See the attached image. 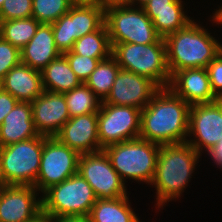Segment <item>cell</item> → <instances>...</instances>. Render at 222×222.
<instances>
[{
	"label": "cell",
	"mask_w": 222,
	"mask_h": 222,
	"mask_svg": "<svg viewBox=\"0 0 222 222\" xmlns=\"http://www.w3.org/2000/svg\"><path fill=\"white\" fill-rule=\"evenodd\" d=\"M190 107L169 87L160 88L141 111L139 138L159 145L187 142Z\"/></svg>",
	"instance_id": "cell-1"
},
{
	"label": "cell",
	"mask_w": 222,
	"mask_h": 222,
	"mask_svg": "<svg viewBox=\"0 0 222 222\" xmlns=\"http://www.w3.org/2000/svg\"><path fill=\"white\" fill-rule=\"evenodd\" d=\"M164 40L171 77L183 69L206 68L222 50V45L193 21Z\"/></svg>",
	"instance_id": "cell-2"
},
{
	"label": "cell",
	"mask_w": 222,
	"mask_h": 222,
	"mask_svg": "<svg viewBox=\"0 0 222 222\" xmlns=\"http://www.w3.org/2000/svg\"><path fill=\"white\" fill-rule=\"evenodd\" d=\"M199 156L201 155L187 142L160 145L157 166L151 182L157 190L158 208L182 194Z\"/></svg>",
	"instance_id": "cell-3"
},
{
	"label": "cell",
	"mask_w": 222,
	"mask_h": 222,
	"mask_svg": "<svg viewBox=\"0 0 222 222\" xmlns=\"http://www.w3.org/2000/svg\"><path fill=\"white\" fill-rule=\"evenodd\" d=\"M111 55L121 69L136 73L153 81L159 88H166L171 81L167 66L164 38L156 43H110Z\"/></svg>",
	"instance_id": "cell-4"
},
{
	"label": "cell",
	"mask_w": 222,
	"mask_h": 222,
	"mask_svg": "<svg viewBox=\"0 0 222 222\" xmlns=\"http://www.w3.org/2000/svg\"><path fill=\"white\" fill-rule=\"evenodd\" d=\"M103 150L124 182L126 177L151 184L157 166L159 144L137 138L107 146Z\"/></svg>",
	"instance_id": "cell-5"
},
{
	"label": "cell",
	"mask_w": 222,
	"mask_h": 222,
	"mask_svg": "<svg viewBox=\"0 0 222 222\" xmlns=\"http://www.w3.org/2000/svg\"><path fill=\"white\" fill-rule=\"evenodd\" d=\"M92 187L76 173L63 182L51 186L42 196V214L48 218L62 216L88 217L96 203Z\"/></svg>",
	"instance_id": "cell-6"
},
{
	"label": "cell",
	"mask_w": 222,
	"mask_h": 222,
	"mask_svg": "<svg viewBox=\"0 0 222 222\" xmlns=\"http://www.w3.org/2000/svg\"><path fill=\"white\" fill-rule=\"evenodd\" d=\"M42 151L43 135L0 147V177L4 185L34 186Z\"/></svg>",
	"instance_id": "cell-7"
},
{
	"label": "cell",
	"mask_w": 222,
	"mask_h": 222,
	"mask_svg": "<svg viewBox=\"0 0 222 222\" xmlns=\"http://www.w3.org/2000/svg\"><path fill=\"white\" fill-rule=\"evenodd\" d=\"M110 43H156L161 36L143 8L117 6L105 9Z\"/></svg>",
	"instance_id": "cell-8"
},
{
	"label": "cell",
	"mask_w": 222,
	"mask_h": 222,
	"mask_svg": "<svg viewBox=\"0 0 222 222\" xmlns=\"http://www.w3.org/2000/svg\"><path fill=\"white\" fill-rule=\"evenodd\" d=\"M80 154L62 144L56 137L43 136L40 169L34 187L44 193L78 173Z\"/></svg>",
	"instance_id": "cell-9"
},
{
	"label": "cell",
	"mask_w": 222,
	"mask_h": 222,
	"mask_svg": "<svg viewBox=\"0 0 222 222\" xmlns=\"http://www.w3.org/2000/svg\"><path fill=\"white\" fill-rule=\"evenodd\" d=\"M141 111L124 105L102 102L98 112V136L100 147L139 138Z\"/></svg>",
	"instance_id": "cell-10"
},
{
	"label": "cell",
	"mask_w": 222,
	"mask_h": 222,
	"mask_svg": "<svg viewBox=\"0 0 222 222\" xmlns=\"http://www.w3.org/2000/svg\"><path fill=\"white\" fill-rule=\"evenodd\" d=\"M78 173L92 187L97 199L127 196L125 183L112 167L104 150L80 154Z\"/></svg>",
	"instance_id": "cell-11"
},
{
	"label": "cell",
	"mask_w": 222,
	"mask_h": 222,
	"mask_svg": "<svg viewBox=\"0 0 222 222\" xmlns=\"http://www.w3.org/2000/svg\"><path fill=\"white\" fill-rule=\"evenodd\" d=\"M188 134H194L187 143L199 154L203 147L210 152L222 140V99L190 107Z\"/></svg>",
	"instance_id": "cell-12"
},
{
	"label": "cell",
	"mask_w": 222,
	"mask_h": 222,
	"mask_svg": "<svg viewBox=\"0 0 222 222\" xmlns=\"http://www.w3.org/2000/svg\"><path fill=\"white\" fill-rule=\"evenodd\" d=\"M31 185H4L0 190V222H32L42 215V199Z\"/></svg>",
	"instance_id": "cell-13"
},
{
	"label": "cell",
	"mask_w": 222,
	"mask_h": 222,
	"mask_svg": "<svg viewBox=\"0 0 222 222\" xmlns=\"http://www.w3.org/2000/svg\"><path fill=\"white\" fill-rule=\"evenodd\" d=\"M159 89L148 78L120 69L108 97L103 102L142 110Z\"/></svg>",
	"instance_id": "cell-14"
},
{
	"label": "cell",
	"mask_w": 222,
	"mask_h": 222,
	"mask_svg": "<svg viewBox=\"0 0 222 222\" xmlns=\"http://www.w3.org/2000/svg\"><path fill=\"white\" fill-rule=\"evenodd\" d=\"M31 105L34 126L39 135L55 137L70 119L65 96L62 93L44 90L31 102Z\"/></svg>",
	"instance_id": "cell-15"
},
{
	"label": "cell",
	"mask_w": 222,
	"mask_h": 222,
	"mask_svg": "<svg viewBox=\"0 0 222 222\" xmlns=\"http://www.w3.org/2000/svg\"><path fill=\"white\" fill-rule=\"evenodd\" d=\"M55 137L79 154L103 150L98 136V112L71 117Z\"/></svg>",
	"instance_id": "cell-16"
},
{
	"label": "cell",
	"mask_w": 222,
	"mask_h": 222,
	"mask_svg": "<svg viewBox=\"0 0 222 222\" xmlns=\"http://www.w3.org/2000/svg\"><path fill=\"white\" fill-rule=\"evenodd\" d=\"M168 87L190 106L218 100L212 92L206 68L177 71L171 77Z\"/></svg>",
	"instance_id": "cell-17"
},
{
	"label": "cell",
	"mask_w": 222,
	"mask_h": 222,
	"mask_svg": "<svg viewBox=\"0 0 222 222\" xmlns=\"http://www.w3.org/2000/svg\"><path fill=\"white\" fill-rule=\"evenodd\" d=\"M183 6L181 0H150L142 8L151 19L157 33L165 38L192 21L185 15Z\"/></svg>",
	"instance_id": "cell-18"
},
{
	"label": "cell",
	"mask_w": 222,
	"mask_h": 222,
	"mask_svg": "<svg viewBox=\"0 0 222 222\" xmlns=\"http://www.w3.org/2000/svg\"><path fill=\"white\" fill-rule=\"evenodd\" d=\"M1 87L22 102H33L44 92L41 71L22 62L7 72Z\"/></svg>",
	"instance_id": "cell-19"
},
{
	"label": "cell",
	"mask_w": 222,
	"mask_h": 222,
	"mask_svg": "<svg viewBox=\"0 0 222 222\" xmlns=\"http://www.w3.org/2000/svg\"><path fill=\"white\" fill-rule=\"evenodd\" d=\"M39 136L32 117L31 102L18 103L0 126V147Z\"/></svg>",
	"instance_id": "cell-20"
},
{
	"label": "cell",
	"mask_w": 222,
	"mask_h": 222,
	"mask_svg": "<svg viewBox=\"0 0 222 222\" xmlns=\"http://www.w3.org/2000/svg\"><path fill=\"white\" fill-rule=\"evenodd\" d=\"M21 62L42 71L61 53L56 48L51 24H40L32 39L20 49Z\"/></svg>",
	"instance_id": "cell-21"
},
{
	"label": "cell",
	"mask_w": 222,
	"mask_h": 222,
	"mask_svg": "<svg viewBox=\"0 0 222 222\" xmlns=\"http://www.w3.org/2000/svg\"><path fill=\"white\" fill-rule=\"evenodd\" d=\"M41 75L43 89L49 92L64 94L82 84L63 54L52 60Z\"/></svg>",
	"instance_id": "cell-22"
},
{
	"label": "cell",
	"mask_w": 222,
	"mask_h": 222,
	"mask_svg": "<svg viewBox=\"0 0 222 222\" xmlns=\"http://www.w3.org/2000/svg\"><path fill=\"white\" fill-rule=\"evenodd\" d=\"M128 199V196L97 199L88 215L90 222H140Z\"/></svg>",
	"instance_id": "cell-23"
},
{
	"label": "cell",
	"mask_w": 222,
	"mask_h": 222,
	"mask_svg": "<svg viewBox=\"0 0 222 222\" xmlns=\"http://www.w3.org/2000/svg\"><path fill=\"white\" fill-rule=\"evenodd\" d=\"M71 20L75 40L98 30L105 22L101 5H72Z\"/></svg>",
	"instance_id": "cell-24"
},
{
	"label": "cell",
	"mask_w": 222,
	"mask_h": 222,
	"mask_svg": "<svg viewBox=\"0 0 222 222\" xmlns=\"http://www.w3.org/2000/svg\"><path fill=\"white\" fill-rule=\"evenodd\" d=\"M72 51L81 56L106 59L111 55L112 47L108 30L104 23L98 30L78 38Z\"/></svg>",
	"instance_id": "cell-25"
},
{
	"label": "cell",
	"mask_w": 222,
	"mask_h": 222,
	"mask_svg": "<svg viewBox=\"0 0 222 222\" xmlns=\"http://www.w3.org/2000/svg\"><path fill=\"white\" fill-rule=\"evenodd\" d=\"M120 69L115 58L110 55L108 58L99 62L85 84L97 97L99 96V99L103 102L108 97Z\"/></svg>",
	"instance_id": "cell-26"
},
{
	"label": "cell",
	"mask_w": 222,
	"mask_h": 222,
	"mask_svg": "<svg viewBox=\"0 0 222 222\" xmlns=\"http://www.w3.org/2000/svg\"><path fill=\"white\" fill-rule=\"evenodd\" d=\"M40 23L33 17L0 21V36L22 49L35 35Z\"/></svg>",
	"instance_id": "cell-27"
},
{
	"label": "cell",
	"mask_w": 222,
	"mask_h": 222,
	"mask_svg": "<svg viewBox=\"0 0 222 222\" xmlns=\"http://www.w3.org/2000/svg\"><path fill=\"white\" fill-rule=\"evenodd\" d=\"M64 96L70 118L99 112L102 103L85 83L64 93Z\"/></svg>",
	"instance_id": "cell-28"
},
{
	"label": "cell",
	"mask_w": 222,
	"mask_h": 222,
	"mask_svg": "<svg viewBox=\"0 0 222 222\" xmlns=\"http://www.w3.org/2000/svg\"><path fill=\"white\" fill-rule=\"evenodd\" d=\"M71 7L70 0H32V17L40 24H52Z\"/></svg>",
	"instance_id": "cell-29"
},
{
	"label": "cell",
	"mask_w": 222,
	"mask_h": 222,
	"mask_svg": "<svg viewBox=\"0 0 222 222\" xmlns=\"http://www.w3.org/2000/svg\"><path fill=\"white\" fill-rule=\"evenodd\" d=\"M51 25L56 48L60 51L61 54L67 51H71L76 41L73 37L71 8L66 14L62 15Z\"/></svg>",
	"instance_id": "cell-30"
},
{
	"label": "cell",
	"mask_w": 222,
	"mask_h": 222,
	"mask_svg": "<svg viewBox=\"0 0 222 222\" xmlns=\"http://www.w3.org/2000/svg\"><path fill=\"white\" fill-rule=\"evenodd\" d=\"M76 76L85 83L101 60L75 54L72 50L63 53Z\"/></svg>",
	"instance_id": "cell-31"
},
{
	"label": "cell",
	"mask_w": 222,
	"mask_h": 222,
	"mask_svg": "<svg viewBox=\"0 0 222 222\" xmlns=\"http://www.w3.org/2000/svg\"><path fill=\"white\" fill-rule=\"evenodd\" d=\"M32 17V0H4L0 21Z\"/></svg>",
	"instance_id": "cell-32"
},
{
	"label": "cell",
	"mask_w": 222,
	"mask_h": 222,
	"mask_svg": "<svg viewBox=\"0 0 222 222\" xmlns=\"http://www.w3.org/2000/svg\"><path fill=\"white\" fill-rule=\"evenodd\" d=\"M20 62V49L0 36V83H2L7 72Z\"/></svg>",
	"instance_id": "cell-33"
},
{
	"label": "cell",
	"mask_w": 222,
	"mask_h": 222,
	"mask_svg": "<svg viewBox=\"0 0 222 222\" xmlns=\"http://www.w3.org/2000/svg\"><path fill=\"white\" fill-rule=\"evenodd\" d=\"M212 92L222 99V50L206 67Z\"/></svg>",
	"instance_id": "cell-34"
},
{
	"label": "cell",
	"mask_w": 222,
	"mask_h": 222,
	"mask_svg": "<svg viewBox=\"0 0 222 222\" xmlns=\"http://www.w3.org/2000/svg\"><path fill=\"white\" fill-rule=\"evenodd\" d=\"M18 103V100L13 97L9 92L0 90V126L13 107Z\"/></svg>",
	"instance_id": "cell-35"
},
{
	"label": "cell",
	"mask_w": 222,
	"mask_h": 222,
	"mask_svg": "<svg viewBox=\"0 0 222 222\" xmlns=\"http://www.w3.org/2000/svg\"><path fill=\"white\" fill-rule=\"evenodd\" d=\"M48 222H90L88 217L84 216H62L48 218Z\"/></svg>",
	"instance_id": "cell-36"
},
{
	"label": "cell",
	"mask_w": 222,
	"mask_h": 222,
	"mask_svg": "<svg viewBox=\"0 0 222 222\" xmlns=\"http://www.w3.org/2000/svg\"><path fill=\"white\" fill-rule=\"evenodd\" d=\"M209 153L215 163L222 168V140Z\"/></svg>",
	"instance_id": "cell-37"
},
{
	"label": "cell",
	"mask_w": 222,
	"mask_h": 222,
	"mask_svg": "<svg viewBox=\"0 0 222 222\" xmlns=\"http://www.w3.org/2000/svg\"><path fill=\"white\" fill-rule=\"evenodd\" d=\"M131 0H100V5L104 9L117 6H130Z\"/></svg>",
	"instance_id": "cell-38"
},
{
	"label": "cell",
	"mask_w": 222,
	"mask_h": 222,
	"mask_svg": "<svg viewBox=\"0 0 222 222\" xmlns=\"http://www.w3.org/2000/svg\"><path fill=\"white\" fill-rule=\"evenodd\" d=\"M72 5H100V0H70Z\"/></svg>",
	"instance_id": "cell-39"
},
{
	"label": "cell",
	"mask_w": 222,
	"mask_h": 222,
	"mask_svg": "<svg viewBox=\"0 0 222 222\" xmlns=\"http://www.w3.org/2000/svg\"><path fill=\"white\" fill-rule=\"evenodd\" d=\"M214 22L217 24H222V12H215L212 17Z\"/></svg>",
	"instance_id": "cell-40"
},
{
	"label": "cell",
	"mask_w": 222,
	"mask_h": 222,
	"mask_svg": "<svg viewBox=\"0 0 222 222\" xmlns=\"http://www.w3.org/2000/svg\"><path fill=\"white\" fill-rule=\"evenodd\" d=\"M150 0H131L130 6H132L133 4H135V2H137V4H140L139 7H144V5L146 3H148Z\"/></svg>",
	"instance_id": "cell-41"
},
{
	"label": "cell",
	"mask_w": 222,
	"mask_h": 222,
	"mask_svg": "<svg viewBox=\"0 0 222 222\" xmlns=\"http://www.w3.org/2000/svg\"><path fill=\"white\" fill-rule=\"evenodd\" d=\"M32 222H48V217L42 214L39 218L35 219Z\"/></svg>",
	"instance_id": "cell-42"
},
{
	"label": "cell",
	"mask_w": 222,
	"mask_h": 222,
	"mask_svg": "<svg viewBox=\"0 0 222 222\" xmlns=\"http://www.w3.org/2000/svg\"><path fill=\"white\" fill-rule=\"evenodd\" d=\"M3 186H4V183L2 182L1 177H0V190L3 188Z\"/></svg>",
	"instance_id": "cell-43"
},
{
	"label": "cell",
	"mask_w": 222,
	"mask_h": 222,
	"mask_svg": "<svg viewBox=\"0 0 222 222\" xmlns=\"http://www.w3.org/2000/svg\"><path fill=\"white\" fill-rule=\"evenodd\" d=\"M3 2H4V0H0V8H1L2 5H3Z\"/></svg>",
	"instance_id": "cell-44"
},
{
	"label": "cell",
	"mask_w": 222,
	"mask_h": 222,
	"mask_svg": "<svg viewBox=\"0 0 222 222\" xmlns=\"http://www.w3.org/2000/svg\"><path fill=\"white\" fill-rule=\"evenodd\" d=\"M216 12H222V7L219 10H217Z\"/></svg>",
	"instance_id": "cell-45"
}]
</instances>
